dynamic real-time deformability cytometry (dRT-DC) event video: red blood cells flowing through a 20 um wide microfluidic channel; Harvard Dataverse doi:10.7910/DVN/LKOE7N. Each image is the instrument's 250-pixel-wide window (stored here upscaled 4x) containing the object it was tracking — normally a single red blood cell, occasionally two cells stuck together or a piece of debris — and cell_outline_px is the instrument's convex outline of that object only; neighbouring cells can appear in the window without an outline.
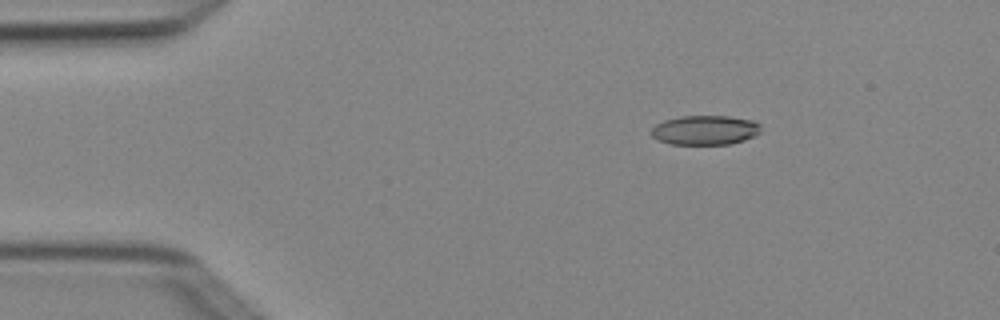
{"species": "Egyptian fruit bat (a non-hibernating species)", "species_latin": "Rousettus aegyptiacus", "temperature_condition": "cold", "stored_images_in_passage": 5, "camera_frame_rate_fps": 3000, "um_per_image_px": 0.085, "animal": {"sex": "female"}, "frame": {"image": 1, "passage_image": 3, "time_ms": 0.667, "image_size_px": [1000, 320], "cell_outline_px": [[760, 132], [756, 136], [744, 140], [728, 144], [668, 144], [652, 136], [652, 128], [656, 124], [664, 120], [680, 116], [728, 116], [752, 120], [760, 124]], "centroid_in_image_um": [59.94, 11.05], "position_along_channel_um": 25.1, "area_um2": 18.79}}
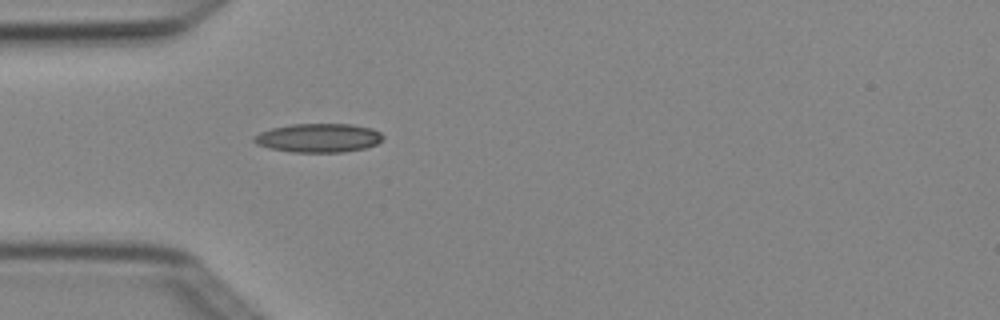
{"frame": {"image": 2, "passage_image": 5, "time_ms": 1.333, "image_size_px": [1000, 320], "cell_outline_px": [[384, 140], [376, 144], [364, 148], [344, 152], [292, 152], [268, 148], [256, 144], [252, 140], [252, 136], [260, 132], [272, 128], [292, 124], [352, 124], [372, 128], [380, 132], [384, 136]], "centroid_in_image_um": [27.07, 11.72], "position_along_channel_um": 57.9, "area_um2": 21.85}}